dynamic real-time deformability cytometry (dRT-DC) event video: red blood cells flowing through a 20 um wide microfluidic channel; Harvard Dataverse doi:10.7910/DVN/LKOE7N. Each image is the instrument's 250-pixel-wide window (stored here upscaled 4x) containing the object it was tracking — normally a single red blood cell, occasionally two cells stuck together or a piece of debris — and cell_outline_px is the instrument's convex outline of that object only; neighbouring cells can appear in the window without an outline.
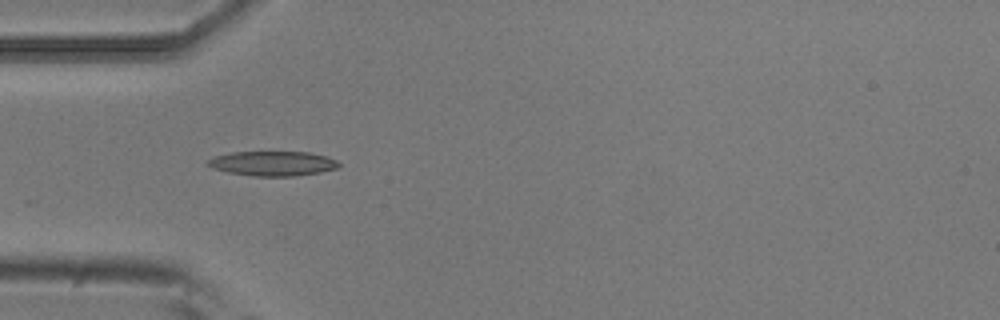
{"species": "common noctule bat (a hibernating species)", "species_latin": "Nyctalus noctula", "temperature_condition": "room temperature", "stored_images_in_passage": 5, "camera_frame_rate_fps": 3000, "um_per_image_px": 0.085, "animal": {"sex": "male", "body_mass_g": 20.5, "forearm_length_mm": 52.5}, "frame": {"image": 1, "passage_image": 4, "time_ms": 1.0, "image_size_px": [1000, 320], "cell_outline_px": [[340, 168], [320, 172], [292, 176], [252, 176], [228, 172], [212, 168], [208, 164], [208, 160], [216, 156], [232, 152], [308, 152], [328, 156], [336, 160], [340, 164]], "centroid_in_image_um": [23.23, 13.89], "position_along_channel_um": 61.8, "area_um2": 18.79}}
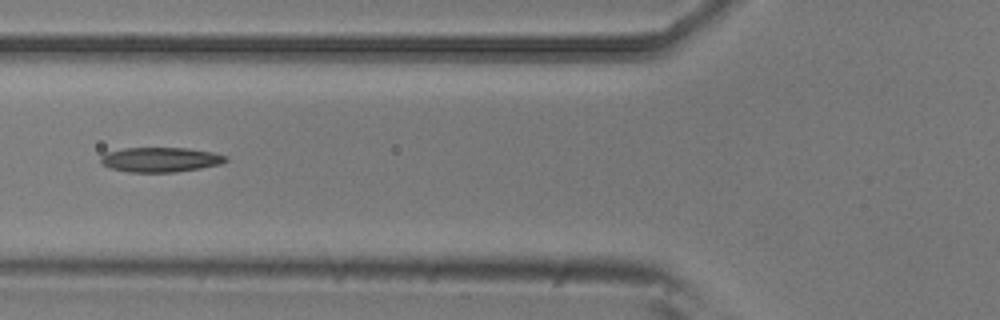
{"frame": {"image": 2, "passage_image": 5, "time_ms": 1.333, "image_size_px": [1000, 320], "cell_outline_px": [[228, 160], [220, 164], [200, 168], [176, 172], [128, 172], [108, 168], [100, 164], [100, 156], [104, 152], [124, 148], [188, 148], [212, 152], [228, 156]], "centroid_in_image_um": [13.58, 13.57], "position_along_channel_um": 112.2, "area_um2": 18.26}}